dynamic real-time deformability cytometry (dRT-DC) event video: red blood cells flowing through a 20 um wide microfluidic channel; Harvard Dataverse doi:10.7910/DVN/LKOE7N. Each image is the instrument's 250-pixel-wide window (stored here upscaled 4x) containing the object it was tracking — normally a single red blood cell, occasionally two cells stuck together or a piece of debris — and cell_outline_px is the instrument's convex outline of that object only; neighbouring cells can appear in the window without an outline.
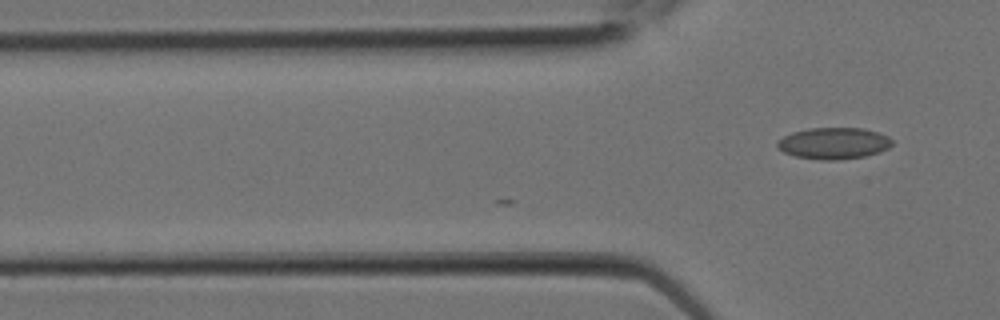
{"species": "Egyptian fruit bat (a non-hibernating species)", "species_latin": "Rousettus aegyptiacus", "temperature_condition": "room temperature", "stored_images_in_passage": 7, "camera_frame_rate_fps": 3000, "um_per_image_px": 0.085, "animal": {"sex": "female"}, "frame": {"image": 1, "passage_image": 7, "time_ms": 2.0, "image_size_px": [1000, 320], "cell_outline_px": [[892, 144], [888, 148], [880, 152], [864, 156], [836, 160], [820, 160], [796, 156], [784, 152], [776, 144], [776, 140], [792, 132], [808, 128], [864, 128], [888, 136], [892, 140]], "centroid_in_image_um": [70.86, 12.17], "position_along_channel_um": 54.9, "area_um2": 21.04}}